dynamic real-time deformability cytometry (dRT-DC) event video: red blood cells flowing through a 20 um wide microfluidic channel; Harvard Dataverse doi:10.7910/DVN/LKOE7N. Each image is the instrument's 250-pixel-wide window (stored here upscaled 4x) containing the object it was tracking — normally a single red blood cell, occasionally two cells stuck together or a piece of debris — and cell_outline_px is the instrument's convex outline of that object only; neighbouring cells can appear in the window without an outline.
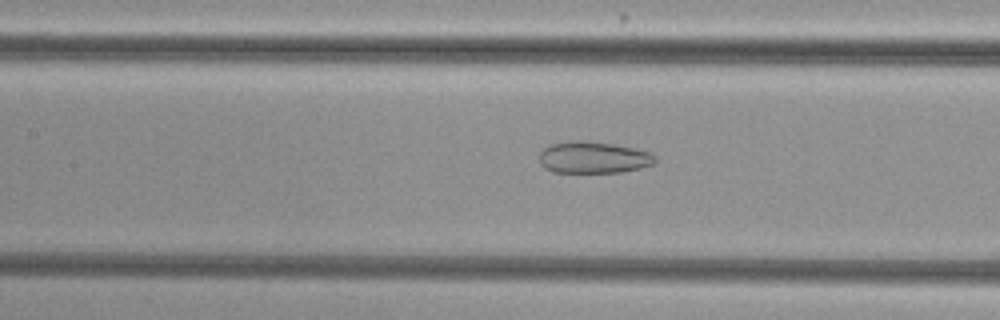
{"species": "common noctule bat (a hibernating species)", "species_latin": "Nyctalus noctula", "temperature_condition": "cold", "stored_images_in_passage": 37, "camera_frame_rate_fps": 3000, "um_per_image_px": 0.085, "animal": {"sex": "female", "body_mass_g": 29.2, "forearm_length_mm": 56.3}, "frame": {"image": 1, "passage_image": 25, "time_ms": 8.0, "image_size_px": [1000, 320], "cell_outline_px": [[656, 160], [652, 164], [640, 168], [620, 172], [552, 172], [544, 168], [540, 164], [540, 152], [548, 144], [576, 140], [584, 140], [616, 144], [648, 152], [656, 156]], "centroid_in_image_um": [50.4, 13.37], "position_along_channel_um": 157.0, "area_um2": 21.44}}
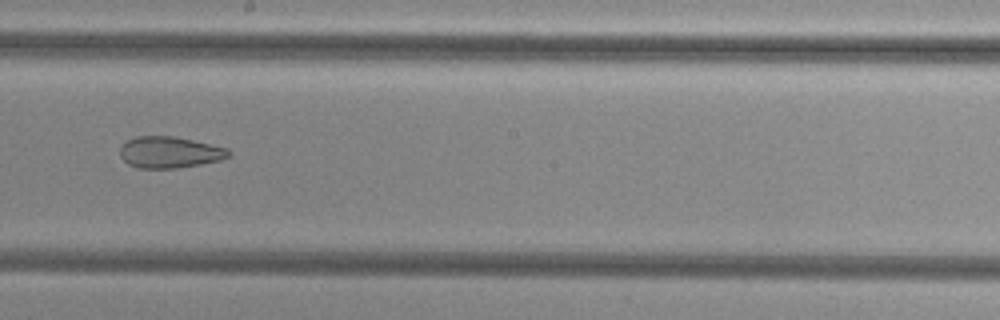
{"frame": {"image": 2, "passage_image": 31, "time_ms": 10.0, "image_size_px": [1000, 320], "cell_outline_px": [[232, 156], [220, 160], [200, 164], [176, 168], [136, 168], [128, 164], [120, 156], [120, 148], [128, 140], [136, 136], [176, 136], [228, 148], [232, 152]], "centroid_in_image_um": [14.45, 12.94], "position_along_channel_um": 233.8, "area_um2": 20.0}}
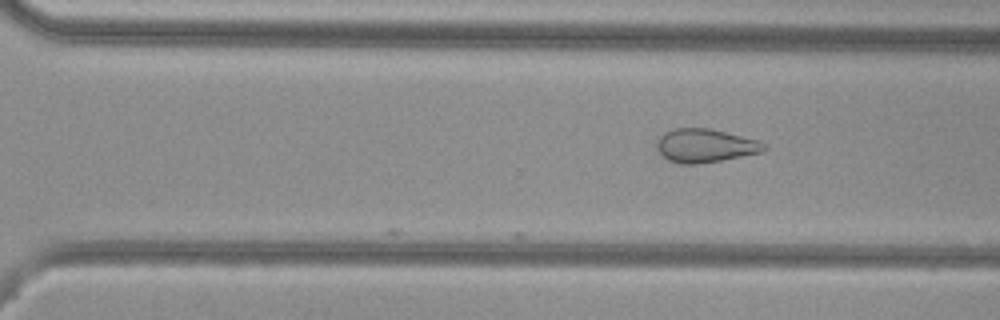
{"frame": {"image": 3, "passage_image": 37, "time_ms": 12.0, "image_size_px": [1000, 320], "cell_outline_px": [[768, 148], [764, 152], [720, 160], [696, 164], [680, 164], [668, 160], [656, 148], [656, 140], [664, 132], [676, 128], [708, 128], [760, 140], [768, 144]], "centroid_in_image_um": [59.97, 12.37], "position_along_channel_um": 310.6, "area_um2": 21.1}}